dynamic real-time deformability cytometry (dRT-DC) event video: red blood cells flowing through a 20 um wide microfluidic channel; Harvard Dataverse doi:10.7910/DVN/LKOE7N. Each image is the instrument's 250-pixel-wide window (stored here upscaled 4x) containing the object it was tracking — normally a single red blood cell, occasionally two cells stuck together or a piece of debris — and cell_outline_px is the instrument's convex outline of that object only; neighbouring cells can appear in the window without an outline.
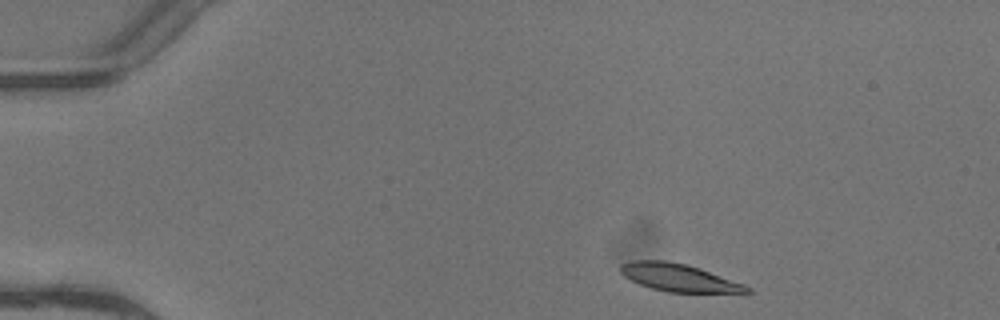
{"species": "common noctule bat (a hibernating species)", "species_latin": "Nyctalus noctula", "temperature_condition": "warm", "stored_images_in_passage": 3, "camera_frame_rate_fps": 3000, "um_per_image_px": 0.085, "animal": {"sex": "female"}, "frame": {"image": 1, "passage_image": 1, "time_ms": 0.0, "image_size_px": [1000, 320], "cell_outline_px": [[752, 292], [744, 296], [668, 292], [652, 288], [640, 284], [624, 276], [620, 272], [620, 264], [632, 260], [664, 260], [684, 264], [700, 268], [744, 284], [752, 288]], "centroid_in_image_um": [57.89, 23.66], "position_along_channel_um": 27.1, "area_um2": 21.33}}
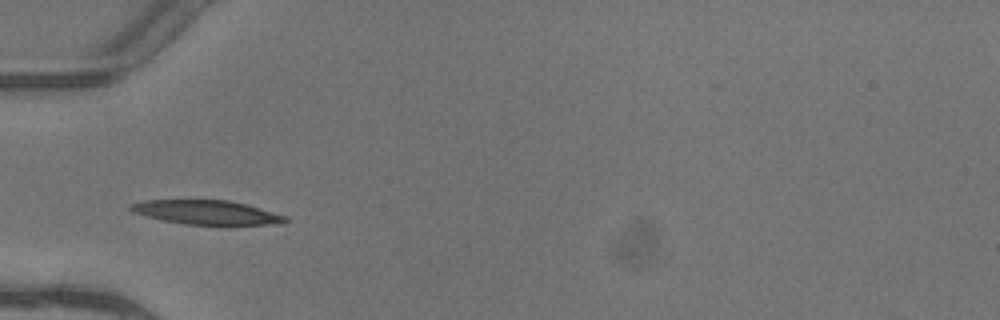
{"frame": {"image": 2, "passage_image": 3, "time_ms": 0.667, "image_size_px": [1000, 320], "cell_outline_px": [[288, 220], [280, 224], [184, 224], [164, 220], [148, 216], [136, 212], [128, 208], [128, 204], [144, 200], [228, 200], [248, 204], [288, 216]], "centroid_in_image_um": [17.6, 18.03], "position_along_channel_um": 67.4, "area_um2": 21.56}}